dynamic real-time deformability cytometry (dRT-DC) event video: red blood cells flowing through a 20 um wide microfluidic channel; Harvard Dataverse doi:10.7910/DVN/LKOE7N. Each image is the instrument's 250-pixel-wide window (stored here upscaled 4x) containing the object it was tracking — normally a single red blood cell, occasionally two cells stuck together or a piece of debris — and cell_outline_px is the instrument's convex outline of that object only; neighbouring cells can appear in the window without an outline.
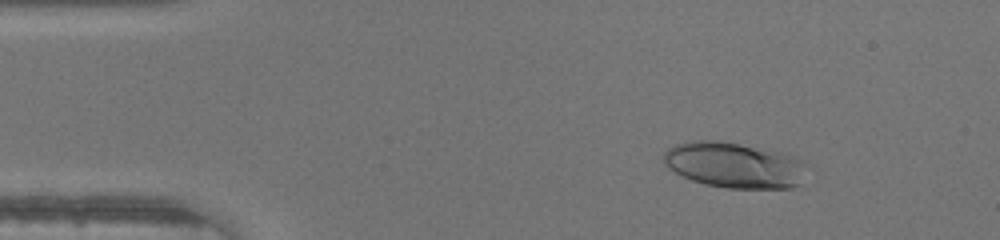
{"species": "human", "species_latin": "Homo sapiens", "temperature_condition": "warm", "stored_images_in_passage": 46, "camera_frame_rate_fps": 3000, "um_per_image_px": 0.085, "donor": {"sex": "male"}, "frame": {"image": 1, "passage_image": 6, "time_ms": 1.667, "image_size_px": [1000, 240], "cell_outline_px": [[804, 164], [800, 184], [792, 188], [728, 188], [704, 184], [692, 180], [668, 168], [664, 164], [664, 152], [668, 148], [676, 144], [692, 140], [720, 140], [768, 148], [792, 156], [800, 160]], "centroid_in_image_um": [62.37, 14.01], "position_along_channel_um": 22.6, "area_um2": 38.09}}
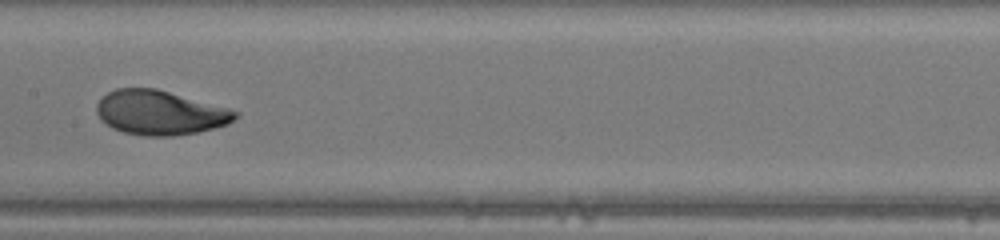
{"frame": {"image": 2, "passage_image": 23, "time_ms": 7.333, "image_size_px": [1000, 240], "cell_outline_px": [[240, 116], [228, 124], [196, 132], [172, 136], [144, 136], [124, 132], [112, 128], [96, 112], [96, 104], [108, 92], [116, 88], [156, 88], [228, 108], [240, 112]], "centroid_in_image_um": [13.62, 9.57], "position_along_channel_um": 193.8, "area_um2": 35.6}}
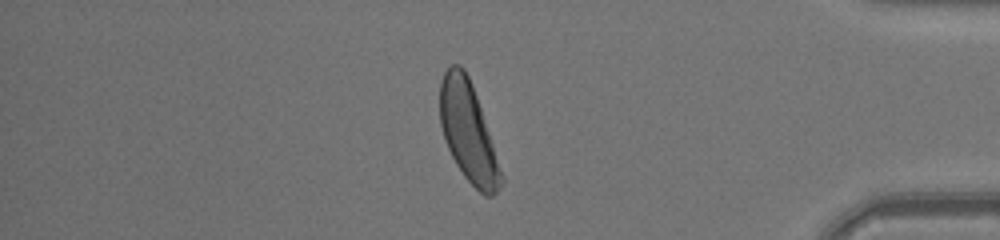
{"frame": {"image": 3, "passage_image": 39, "time_ms": 12.667, "image_size_px": [1000, 240], "cell_outline_px": [[504, 180], [496, 192], [492, 196], [484, 196], [464, 176], [456, 164], [448, 148], [440, 124], [440, 80], [444, 72], [452, 64], [460, 64], [464, 68], [468, 76], [476, 96], [504, 176]], "centroid_in_image_um": [39.79, 11.23], "position_along_channel_um": 395.4, "area_um2": 34.97}}